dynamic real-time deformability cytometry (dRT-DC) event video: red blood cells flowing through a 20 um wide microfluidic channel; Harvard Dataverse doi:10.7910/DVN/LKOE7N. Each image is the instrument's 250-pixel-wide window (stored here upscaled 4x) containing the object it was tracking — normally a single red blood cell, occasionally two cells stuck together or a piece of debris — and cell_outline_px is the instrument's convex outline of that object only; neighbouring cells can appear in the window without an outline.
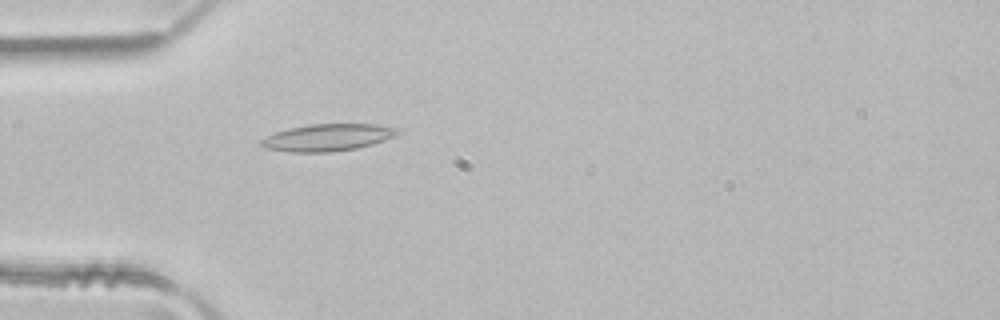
{"species": "common noctule bat (a hibernating species)", "species_latin": "Nyctalus noctula", "temperature_condition": "room temperature", "stored_images_in_passage": 50, "camera_frame_rate_fps": 3000, "um_per_image_px": 0.085, "animal": {"sex": "male", "body_mass_g": 21.5, "forearm_length_mm": 52.0}, "frame": {"image": 1, "passage_image": 15, "time_ms": 4.667, "image_size_px": [1000, 320], "cell_outline_px": [[400, 132], [396, 136], [372, 144], [356, 148], [332, 152], [288, 152], [264, 148], [260, 144], [260, 140], [276, 132], [288, 128], [308, 124], [376, 124], [400, 128]], "centroid_in_image_um": [27.86, 11.68], "position_along_channel_um": 57.1, "area_um2": 21.62}}
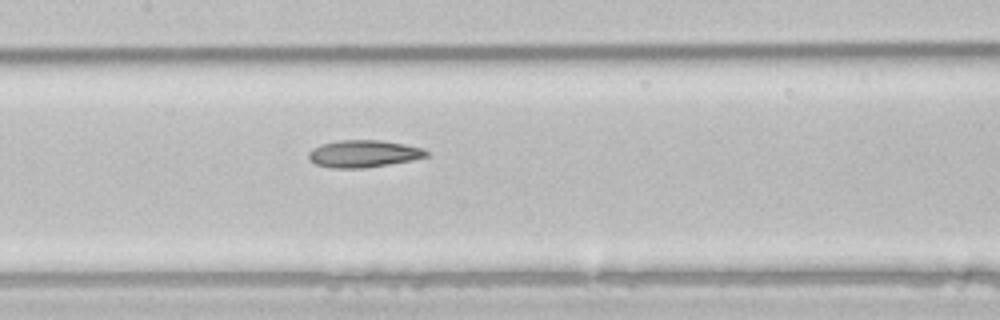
{"frame": {"image": 2, "passage_image": 24, "time_ms": 7.667, "image_size_px": [1000, 320], "cell_outline_px": [[432, 152], [428, 156], [412, 160], [364, 168], [332, 168], [316, 164], [308, 156], [308, 152], [312, 148], [320, 144], [340, 140], [380, 140], [404, 144], [424, 148]], "centroid_in_image_um": [30.94, 13.06], "position_along_channel_um": 176.5, "area_um2": 18.73}}
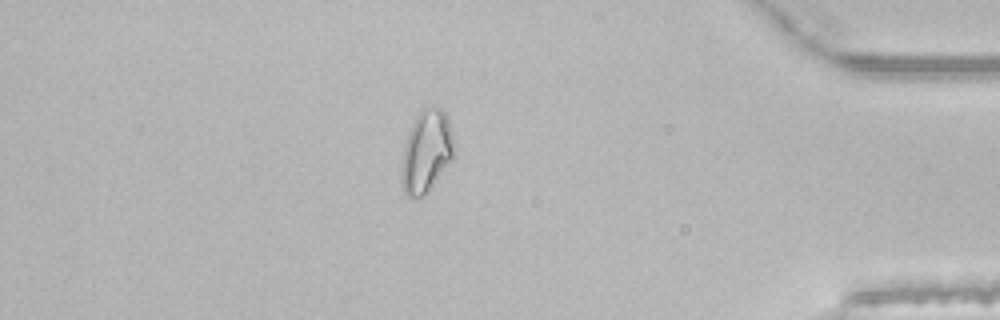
{"frame": {"image": 3, "passage_image": 43, "time_ms": 14.0, "image_size_px": [1000, 320], "cell_outline_px": [[456, 156], [428, 192], [424, 196], [412, 200], [404, 192], [400, 180], [400, 168], [404, 144], [408, 132], [416, 116], [424, 108], [432, 104], [444, 108], [448, 112], [456, 148]], "centroid_in_image_um": [36.28, 12.86], "position_along_channel_um": 398.9, "area_um2": 26.53}, "authors_computed_cell_mechanics": {"area_um2": 21.2993, "velocity_mm_per_s": 4.123, "shape_relaxation_time_tau1_ms": null, "shape_relaxation_time_tau2_ms": 6.2044, "deformation_change_tau1": null, "deformation_change_tau2": 0.1578}}